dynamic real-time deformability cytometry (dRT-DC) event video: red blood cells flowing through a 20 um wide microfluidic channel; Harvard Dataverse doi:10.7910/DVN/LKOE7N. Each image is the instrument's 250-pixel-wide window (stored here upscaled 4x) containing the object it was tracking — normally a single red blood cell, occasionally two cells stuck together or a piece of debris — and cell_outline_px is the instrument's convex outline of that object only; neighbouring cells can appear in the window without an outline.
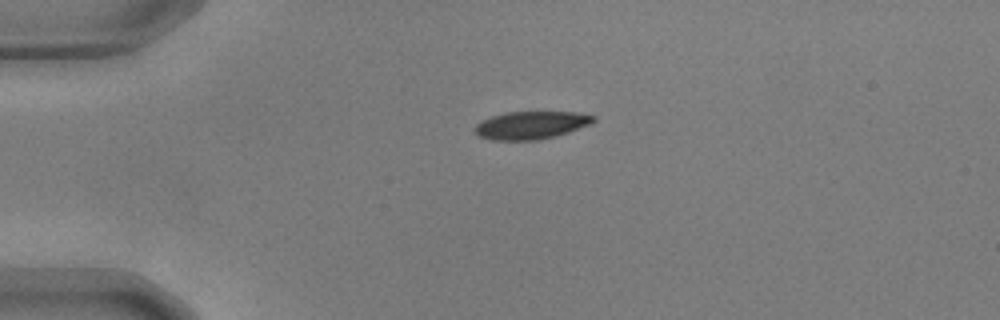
{"species": "common noctule bat (a hibernating species)", "species_latin": "Nyctalus noctula", "temperature_condition": "warm", "stored_images_in_passage": 41, "camera_frame_rate_fps": 3000, "um_per_image_px": 0.085, "animal": {"sex": "male", "body_mass_g": 17.9, "forearm_length_mm": 54.2}, "frame": {"image": 1, "passage_image": 1, "time_ms": 0.0, "image_size_px": [1000, 320], "cell_outline_px": [[596, 120], [592, 124], [556, 136], [540, 140], [492, 140], [476, 136], [472, 132], [472, 128], [476, 124], [492, 116], [508, 112], [576, 112], [596, 116]], "centroid_in_image_um": [45.12, 10.65], "position_along_channel_um": 39.9, "area_um2": 19.48}}
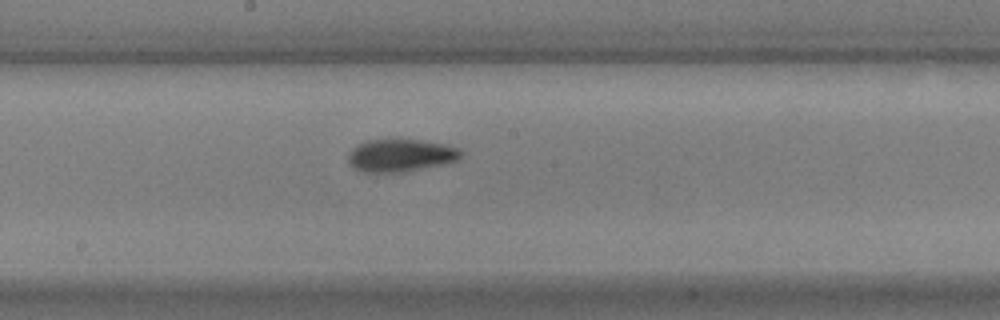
{"frame": {"image": 2, "passage_image": 18, "time_ms": 5.667, "image_size_px": [1000, 320], "cell_outline_px": [[464, 152], [460, 160], [400, 172], [364, 172], [352, 168], [348, 160], [348, 152], [352, 148], [368, 140], [420, 140], [444, 144], [460, 148]], "centroid_in_image_um": [34.06, 13.21], "position_along_channel_um": 214.1, "area_um2": 21.27}}
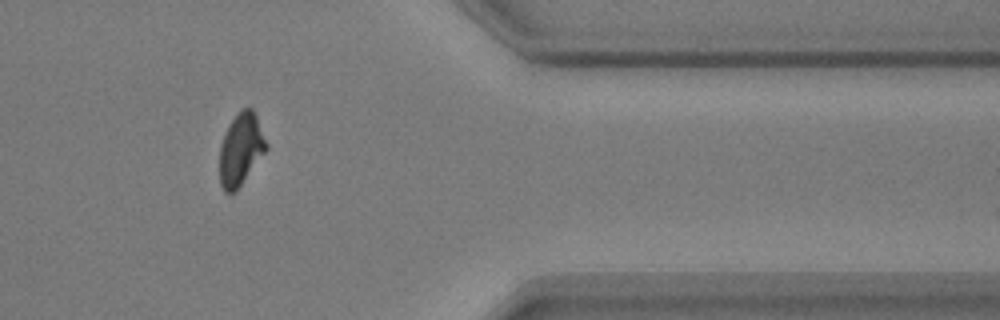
{"frame": {"image": 3, "passage_image": 34, "time_ms": 11.0, "image_size_px": [1000, 320], "cell_outline_px": [[268, 148], [236, 192], [224, 192], [220, 184], [220, 144], [224, 132], [240, 108], [252, 108], [256, 116], [268, 144]], "centroid_in_image_um": [20.46, 12.7], "position_along_channel_um": 390.9, "area_um2": 19.65}, "authors_computed_cell_mechanics": {"area_um2": 20.6346, "velocity_mm_per_s": 3.6572, "shape_relaxation_time_tau1_ms": 4.4389, "shape_relaxation_time_tau2_ms": 2.186, "deformation_change_tau1": 0.1814, "deformation_change_tau2": 0.0735}}